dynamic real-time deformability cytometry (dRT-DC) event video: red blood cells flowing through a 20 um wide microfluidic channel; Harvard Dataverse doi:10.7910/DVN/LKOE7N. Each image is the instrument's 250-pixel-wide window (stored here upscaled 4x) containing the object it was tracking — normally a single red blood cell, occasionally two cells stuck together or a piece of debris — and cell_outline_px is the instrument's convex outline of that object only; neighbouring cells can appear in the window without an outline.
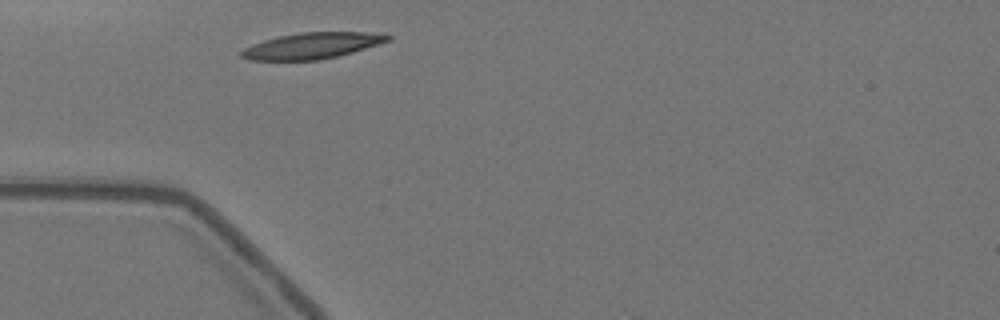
{"species": "Egyptian fruit bat (a non-hibernating species)", "species_latin": "Rousettus aegyptiacus", "temperature_condition": "warm", "stored_images_in_passage": 3, "camera_frame_rate_fps": 3000, "um_per_image_px": 0.085, "animal": {"sex": "female"}, "frame": {"image": 1, "passage_image": 1, "time_ms": 0.0, "image_size_px": [1000, 320], "cell_outline_px": [[392, 40], [380, 44], [340, 56], [320, 60], [248, 60], [236, 56], [236, 52], [240, 48], [276, 36], [300, 32], [380, 32], [392, 36]], "centroid_in_image_um": [26.48, 3.88], "position_along_channel_um": 58.5, "area_um2": 23.0}}